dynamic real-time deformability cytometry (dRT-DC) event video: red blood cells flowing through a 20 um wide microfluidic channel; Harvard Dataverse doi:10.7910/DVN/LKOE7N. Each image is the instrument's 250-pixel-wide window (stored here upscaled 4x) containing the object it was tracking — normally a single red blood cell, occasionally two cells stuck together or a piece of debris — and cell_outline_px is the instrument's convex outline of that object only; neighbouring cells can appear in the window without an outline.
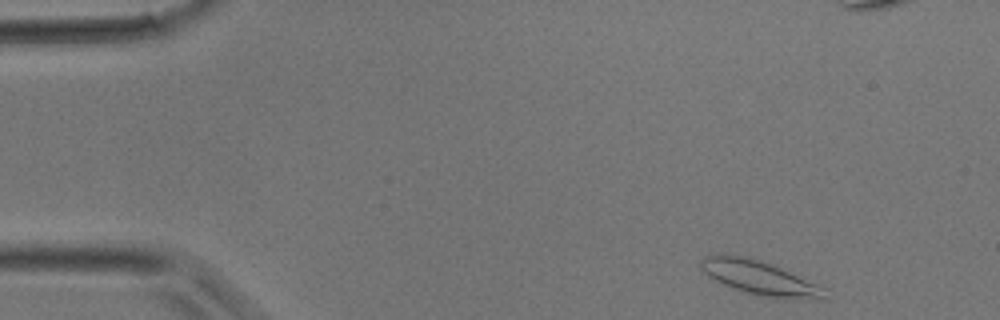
{"species": "common noctule bat (a hibernating species)", "species_latin": "Nyctalus noctula", "temperature_condition": "room temperature", "stored_images_in_passage": 15, "camera_frame_rate_fps": 3000, "um_per_image_px": 0.085, "animal": {"sex": "male", "body_mass_g": 17.9}, "frame": {"image": 1, "passage_image": 1, "time_ms": 0.0, "image_size_px": [1000, 320], "cell_outline_px": [[824, 296], [796, 300], [784, 300], [764, 296], [732, 288], [708, 276], [700, 268], [700, 260], [704, 256], [744, 256], [760, 260], [772, 264], [816, 284], [824, 288]], "centroid_in_image_um": [64.53, 23.62], "position_along_channel_um": 20.5, "area_um2": 23.87}}
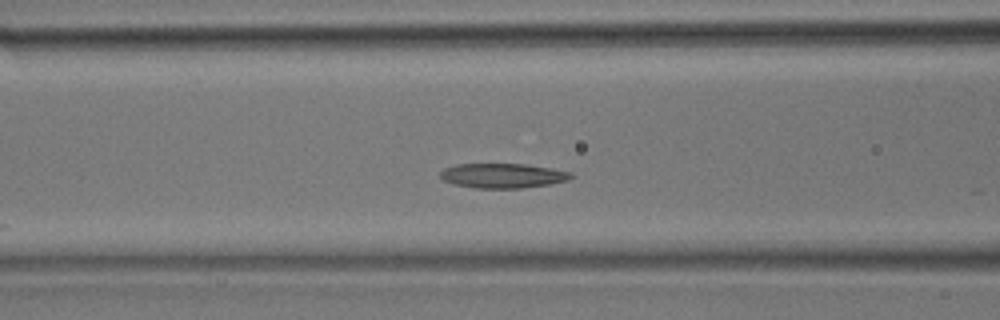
{"frame": {"image": 2, "passage_image": 12, "time_ms": 3.667, "image_size_px": [1000, 320], "cell_outline_px": [[572, 176], [568, 180], [548, 184], [520, 188], [476, 188], [456, 184], [444, 180], [440, 176], [440, 172], [444, 168], [456, 164], [524, 164], [552, 168], [572, 172]], "centroid_in_image_um": [42.73, 14.92], "position_along_channel_um": 123.9, "area_um2": 18.61}}